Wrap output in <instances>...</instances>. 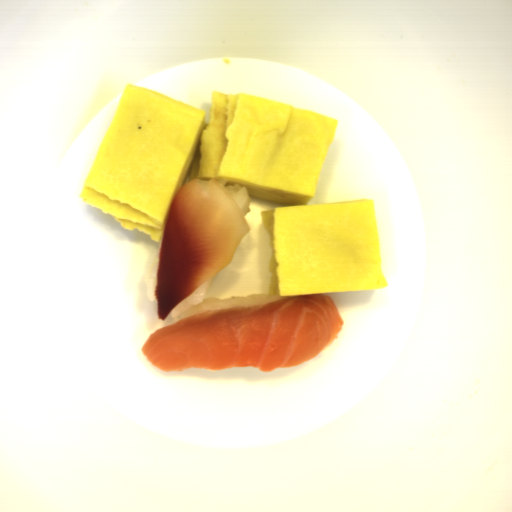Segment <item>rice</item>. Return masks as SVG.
<instances>
[{
	"mask_svg": "<svg viewBox=\"0 0 512 512\" xmlns=\"http://www.w3.org/2000/svg\"><path fill=\"white\" fill-rule=\"evenodd\" d=\"M212 281L213 279L205 284L198 286L188 297H186L179 305H177L170 312V318L172 319L162 327L166 325H173L185 317L212 308L229 305H248L267 302L278 298H286L279 295H269L268 293H252L248 296H235L228 299H217L212 297L205 298Z\"/></svg>",
	"mask_w": 512,
	"mask_h": 512,
	"instance_id": "1",
	"label": "rice"
},
{
	"mask_svg": "<svg viewBox=\"0 0 512 512\" xmlns=\"http://www.w3.org/2000/svg\"><path fill=\"white\" fill-rule=\"evenodd\" d=\"M158 256L159 253L154 255L151 259L147 270L145 277L143 279L144 285H145V297L148 298L150 301H157L154 293V288L156 286V279H157V271H158Z\"/></svg>",
	"mask_w": 512,
	"mask_h": 512,
	"instance_id": "3",
	"label": "rice"
},
{
	"mask_svg": "<svg viewBox=\"0 0 512 512\" xmlns=\"http://www.w3.org/2000/svg\"><path fill=\"white\" fill-rule=\"evenodd\" d=\"M216 180L220 186L234 197L245 216L250 211V195L247 190L236 184L229 183L218 178Z\"/></svg>",
	"mask_w": 512,
	"mask_h": 512,
	"instance_id": "2",
	"label": "rice"
}]
</instances>
